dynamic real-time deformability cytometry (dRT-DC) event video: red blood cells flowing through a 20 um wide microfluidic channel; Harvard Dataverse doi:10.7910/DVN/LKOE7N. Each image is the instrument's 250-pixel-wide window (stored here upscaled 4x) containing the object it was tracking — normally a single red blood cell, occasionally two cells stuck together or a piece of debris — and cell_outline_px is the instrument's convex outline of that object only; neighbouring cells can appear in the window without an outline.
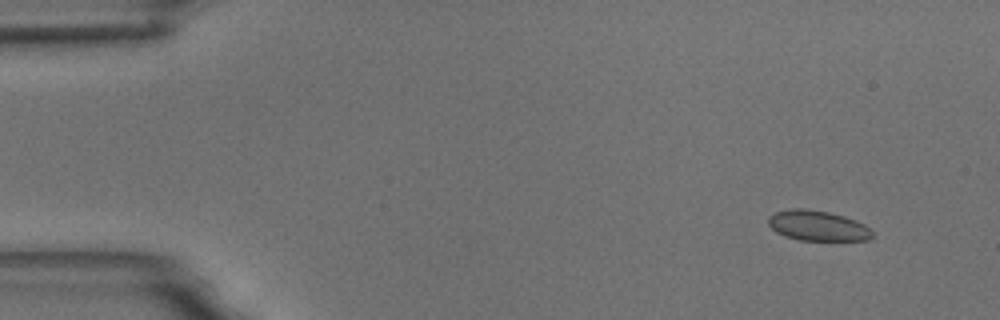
{"species": "common noctule bat (a hibernating species)", "species_latin": "Nyctalus noctula", "temperature_condition": "room temperature", "stored_images_in_passage": 10, "camera_frame_rate_fps": 3000, "um_per_image_px": 0.085, "animal": {"sex": "male", "body_mass_g": 18.8}, "frame": {"image": 1, "passage_image": 1, "time_ms": 0.0, "image_size_px": [1000, 320], "cell_outline_px": [[872, 236], [868, 240], [800, 240], [784, 236], [776, 232], [768, 224], [768, 216], [776, 212], [792, 208], [808, 208], [828, 212], [844, 216], [856, 220], [864, 224], [872, 232]], "centroid_in_image_um": [69.47, 19.17], "position_along_channel_um": 15.5, "area_um2": 18.32}}
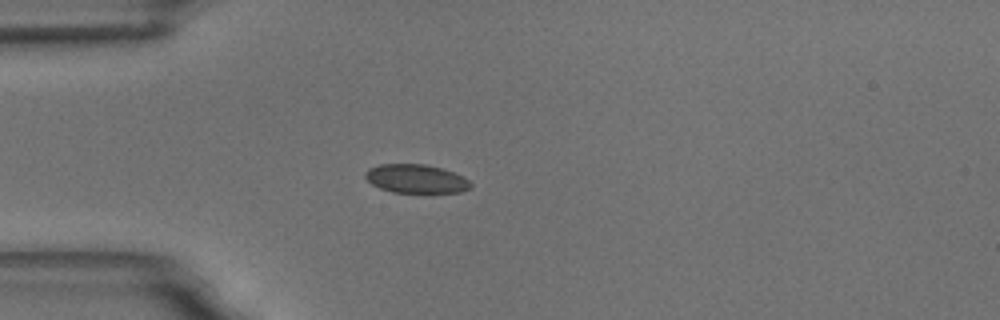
{"frame": {"image": 2, "passage_image": 4, "time_ms": 3.667, "image_size_px": [1000, 320], "cell_outline_px": [[472, 184], [468, 188], [460, 192], [392, 192], [380, 188], [372, 184], [364, 176], [364, 172], [368, 168], [380, 164], [424, 164], [444, 168], [464, 176]], "centroid_in_image_um": [35.35, 15.18], "position_along_channel_um": 49.7, "area_um2": 17.63}}
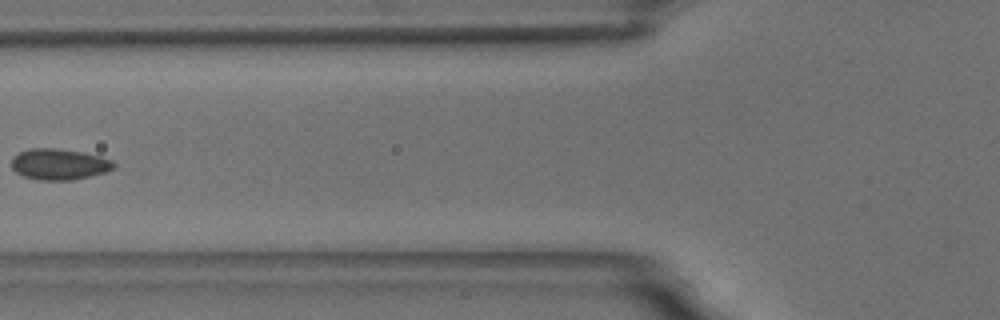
{"frame": {"image": 3, "passage_image": 6, "time_ms": 6.0, "image_size_px": [1000, 320], "cell_outline_px": [[116, 164], [112, 168], [104, 172], [72, 180], [40, 180], [24, 176], [16, 172], [12, 168], [12, 160], [20, 152], [28, 148], [52, 148], [80, 152], [100, 156], [112, 160]], "centroid_in_image_um": [5.01, 13.96], "position_along_channel_um": 120.8, "area_um2": 18.15}}